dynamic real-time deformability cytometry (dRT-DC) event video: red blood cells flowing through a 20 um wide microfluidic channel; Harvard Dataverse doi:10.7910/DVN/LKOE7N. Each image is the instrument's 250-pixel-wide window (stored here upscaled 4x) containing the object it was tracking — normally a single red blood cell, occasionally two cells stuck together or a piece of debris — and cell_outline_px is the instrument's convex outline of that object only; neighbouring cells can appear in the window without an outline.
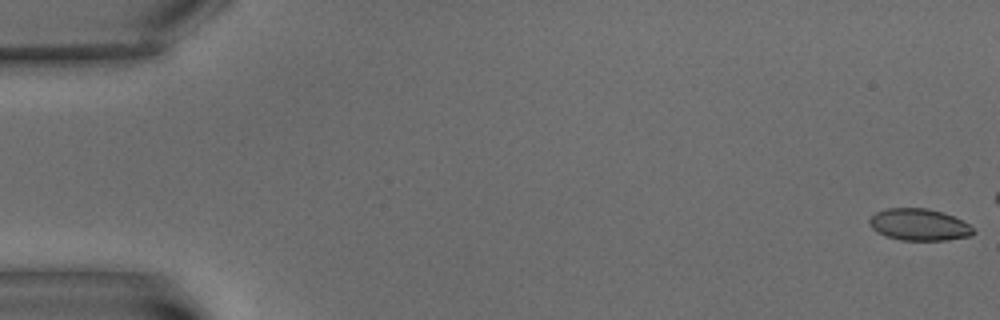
{"species": "common noctule bat (a hibernating species)", "species_latin": "Nyctalus noctula", "temperature_condition": "warm", "stored_images_in_passage": 6, "camera_frame_rate_fps": 3000, "um_per_image_px": 0.085, "animal": {"sex": "male", "body_mass_g": 15.6}, "frame": {"image": 1, "passage_image": 1, "time_ms": 0.0, "image_size_px": [1000, 320], "cell_outline_px": [[976, 232], [972, 236], [948, 240], [900, 240], [884, 236], [876, 232], [868, 224], [868, 220], [876, 212], [888, 208], [928, 208], [944, 212], [968, 224]], "centroid_in_image_um": [78.1, 19.1], "position_along_channel_um": 6.9, "area_um2": 19.42}}